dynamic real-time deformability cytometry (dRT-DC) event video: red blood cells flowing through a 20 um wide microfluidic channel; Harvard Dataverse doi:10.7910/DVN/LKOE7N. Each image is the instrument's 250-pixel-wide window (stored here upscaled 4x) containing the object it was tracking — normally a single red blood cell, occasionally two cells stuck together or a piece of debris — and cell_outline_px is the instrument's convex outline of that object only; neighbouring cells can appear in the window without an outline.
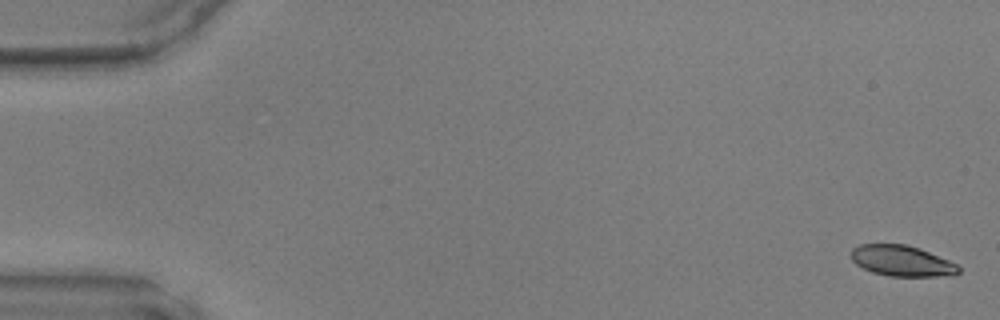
{"species": "common noctule bat (a hibernating species)", "species_latin": "Nyctalus noctula", "temperature_condition": "warm", "stored_images_in_passage": 48, "camera_frame_rate_fps": 3000, "um_per_image_px": 0.085, "animal": {"sex": "male", "body_mass_g": 17.9, "forearm_length_mm": 54.2}, "frame": {"image": 1, "passage_image": 1, "time_ms": 0.0, "image_size_px": [1000, 320], "cell_outline_px": [[960, 272], [952, 276], [888, 276], [872, 272], [856, 264], [852, 260], [852, 248], [860, 244], [904, 244], [920, 248], [948, 260], [956, 264], [960, 268]], "centroid_in_image_um": [76.67, 22.18], "position_along_channel_um": 8.3, "area_um2": 19.25}}
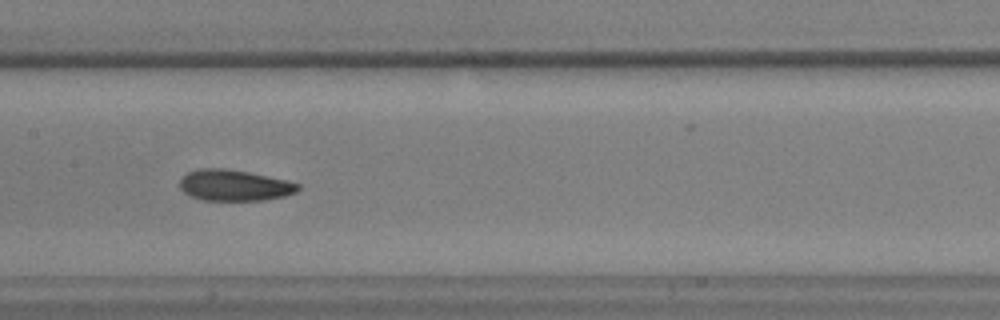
{"frame": {"image": 2, "passage_image": 24, "time_ms": 7.667, "image_size_px": [1000, 320], "cell_outline_px": [[300, 188], [296, 192], [284, 196], [264, 200], [200, 200], [184, 192], [180, 188], [180, 180], [188, 172], [200, 168], [228, 168], [268, 176], [300, 184]], "centroid_in_image_um": [19.91, 15.75], "position_along_channel_um": 187.5, "area_um2": 21.33}}
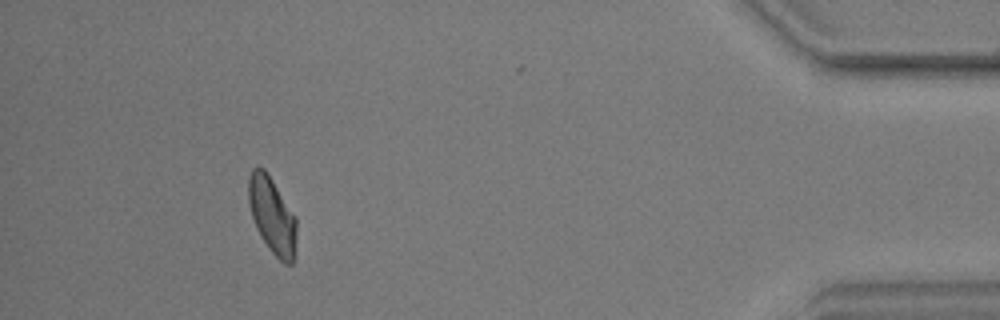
{"frame": {"image": 3, "passage_image": 44, "time_ms": 14.333, "image_size_px": [1000, 320], "cell_outline_px": [[296, 232], [292, 264], [284, 264], [268, 248], [260, 236], [256, 228], [248, 204], [248, 176], [252, 168], [264, 168], [296, 216]], "centroid_in_image_um": [23.11, 18.3], "position_along_channel_um": 412.1, "area_um2": 21.27}}